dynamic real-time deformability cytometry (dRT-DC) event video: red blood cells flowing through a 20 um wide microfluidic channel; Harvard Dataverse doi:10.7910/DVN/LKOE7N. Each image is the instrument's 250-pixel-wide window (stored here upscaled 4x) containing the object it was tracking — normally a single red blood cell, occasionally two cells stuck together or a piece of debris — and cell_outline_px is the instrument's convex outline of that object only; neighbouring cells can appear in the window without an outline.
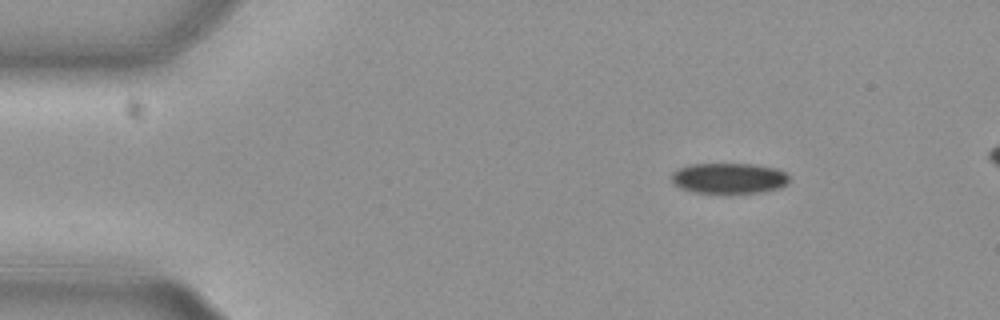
{"species": "common noctule bat (a hibernating species)", "species_latin": "Nyctalus noctula", "temperature_condition": "cold", "stored_images_in_passage": 47, "camera_frame_rate_fps": 3000, "um_per_image_px": 0.085, "animal": {"sex": "female", "body_mass_g": 29.2, "forearm_length_mm": 56.3}, "frame": {"image": 1, "passage_image": 1, "time_ms": 0.0, "image_size_px": [1000, 320], "cell_outline_px": [[788, 184], [780, 188], [760, 192], [692, 192], [680, 188], [672, 180], [672, 172], [688, 164], [756, 164], [776, 168], [784, 172], [788, 176]], "centroid_in_image_um": [61.97, 15.13], "position_along_channel_um": 23.0, "area_um2": 20.81}}
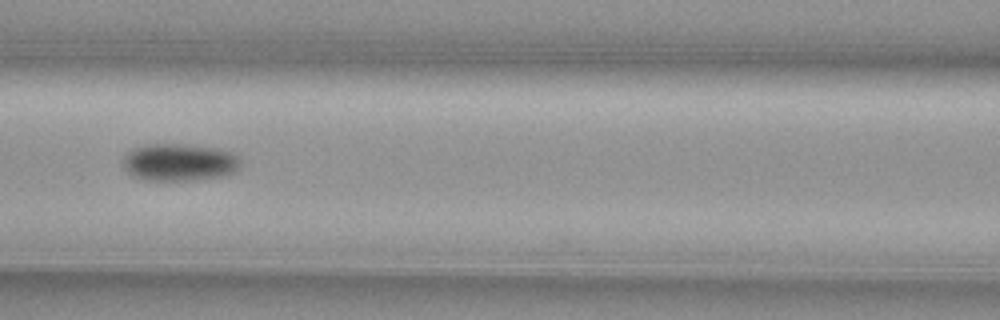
{"frame": {"image": 2, "passage_image": 17, "time_ms": 5.333, "image_size_px": [1000, 320], "cell_outline_px": [[240, 168], [236, 172], [220, 176], [192, 180], [144, 180], [132, 176], [124, 168], [124, 156], [128, 152], [144, 144], [184, 144], [220, 148], [232, 152], [240, 160]], "centroid_in_image_um": [15.26, 13.79], "position_along_channel_um": 151.3, "area_um2": 25.66}}
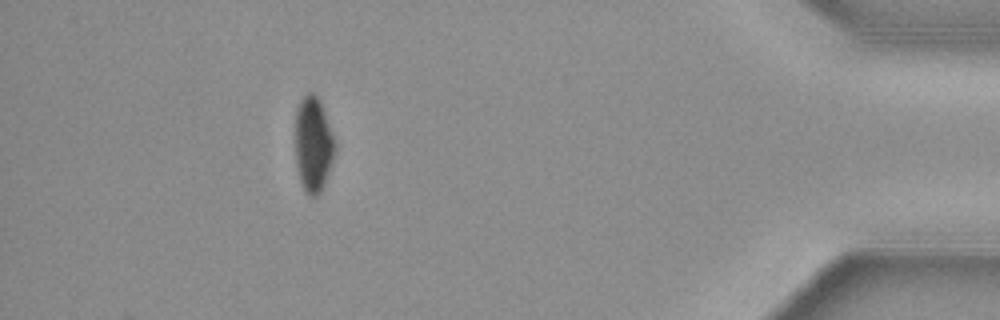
{"frame": {"image": 3, "passage_image": 42, "time_ms": 13.667, "image_size_px": [1000, 320], "cell_outline_px": [[336, 148], [324, 184], [320, 192], [316, 196], [308, 196], [300, 180], [296, 164], [296, 112], [300, 100], [308, 92], [312, 92], [320, 100]], "centroid_in_image_um": [26.61, 12.27], "position_along_channel_um": 408.6, "area_um2": 21.44}, "authors_computed_cell_mechanics": {"area_um2": 23.5824, "velocity_mm_per_s": 3.7985, "shape_relaxation_time_tau1_ms": 3.5049, "shape_relaxation_time_tau2_ms": null, "deformation_change_tau1": 0.1002, "deformation_change_tau2": null}}